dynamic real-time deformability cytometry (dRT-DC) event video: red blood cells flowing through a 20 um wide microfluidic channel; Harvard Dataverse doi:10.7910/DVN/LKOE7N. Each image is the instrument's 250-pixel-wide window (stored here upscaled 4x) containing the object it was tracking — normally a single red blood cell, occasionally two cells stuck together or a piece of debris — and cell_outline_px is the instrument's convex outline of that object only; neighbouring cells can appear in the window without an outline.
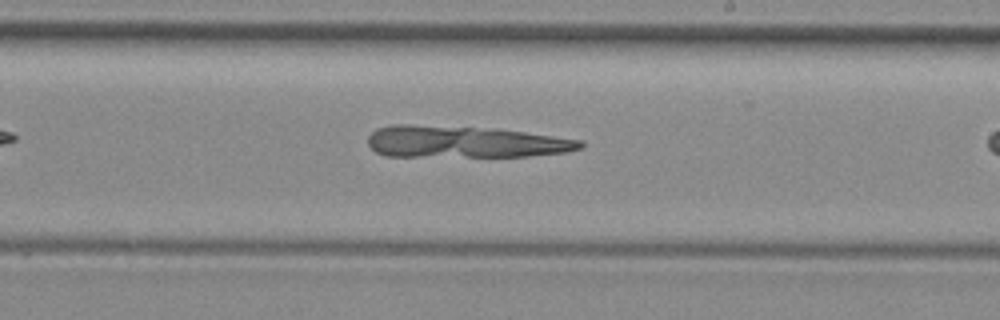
{"species": "common noctule bat (a hibernating species)", "species_latin": "Nyctalus noctula", "temperature_condition": "room temperature", "stored_images_in_passage": 17, "camera_frame_rate_fps": 3000, "um_per_image_px": 0.085, "animal": {"sex": "female", "body_mass_g": 29.2, "forearm_length_mm": 56.3}, "frame": {"image": 1, "passage_image": 15, "time_ms": 4.667, "image_size_px": [1000, 320], "cell_outline_px": [[584, 144], [580, 148], [568, 152], [528, 156], [384, 156], [376, 152], [368, 144], [368, 136], [376, 128], [392, 124], [412, 124], [472, 128], [524, 132], [584, 140]], "centroid_in_image_um": [39.47, 12.07], "position_along_channel_um": 249.5, "area_um2": 38.96}}